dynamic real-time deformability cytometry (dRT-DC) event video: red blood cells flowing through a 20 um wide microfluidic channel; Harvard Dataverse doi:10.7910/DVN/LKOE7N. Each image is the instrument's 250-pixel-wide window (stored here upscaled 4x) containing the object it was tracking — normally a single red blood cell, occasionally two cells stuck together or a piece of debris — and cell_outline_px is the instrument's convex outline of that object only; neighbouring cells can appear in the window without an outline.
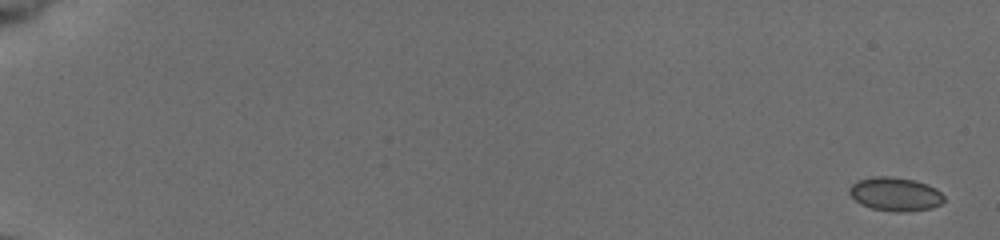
{"species": "common noctule bat (a hibernating species)", "species_latin": "Nyctalus noctula", "temperature_condition": "cold", "stored_images_in_passage": 14, "camera_frame_rate_fps": 3000, "um_per_image_px": 0.085, "animal": {"sex": "female", "body_mass_g": 19.5, "forearm_length_mm": 54.1}, "frame": {"image": 1, "passage_image": 1, "time_ms": 0.0, "image_size_px": [1000, 240], "cell_outline_px": [[944, 200], [940, 204], [932, 208], [904, 212], [896, 212], [872, 208], [860, 204], [848, 192], [848, 188], [852, 184], [860, 180], [872, 176], [892, 176], [912, 180], [928, 184], [936, 188], [944, 196]], "centroid_in_image_um": [76.1, 16.5], "position_along_channel_um": 8.9, "area_um2": 18.55}}
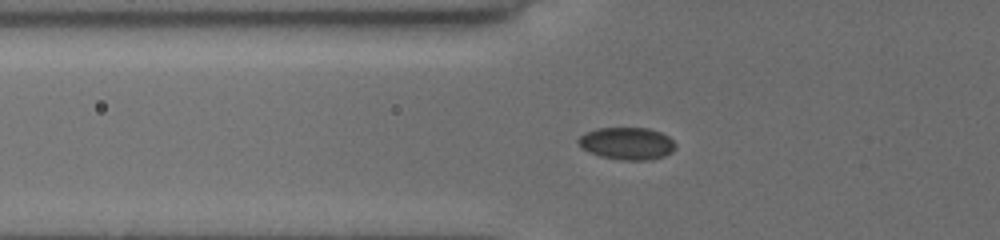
{"frame": {"image": 2, "passage_image": 10, "time_ms": 3.0, "image_size_px": [1000, 240], "cell_outline_px": [[676, 148], [672, 152], [664, 156], [648, 160], [620, 160], [600, 156], [588, 152], [576, 140], [580, 136], [596, 128], [648, 128], [660, 132], [668, 136], [676, 144]], "centroid_in_image_um": [53.32, 12.2], "position_along_channel_um": 72.5, "area_um2": 18.26}}
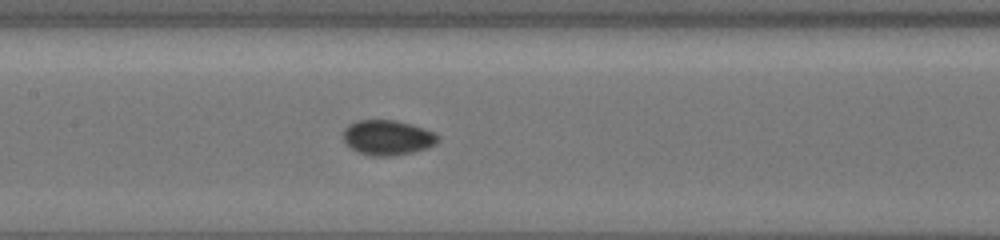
{"frame": {"image": 3, "passage_image": 14, "time_ms": 4.333, "image_size_px": [1000, 240], "cell_outline_px": [[440, 140], [436, 144], [428, 148], [412, 152], [392, 156], [372, 156], [360, 152], [352, 148], [344, 140], [344, 128], [348, 124], [356, 120], [396, 120], [412, 124], [436, 132], [440, 136]], "centroid_in_image_um": [33.0, 11.68], "position_along_channel_um": 174.4, "area_um2": 19.48}}